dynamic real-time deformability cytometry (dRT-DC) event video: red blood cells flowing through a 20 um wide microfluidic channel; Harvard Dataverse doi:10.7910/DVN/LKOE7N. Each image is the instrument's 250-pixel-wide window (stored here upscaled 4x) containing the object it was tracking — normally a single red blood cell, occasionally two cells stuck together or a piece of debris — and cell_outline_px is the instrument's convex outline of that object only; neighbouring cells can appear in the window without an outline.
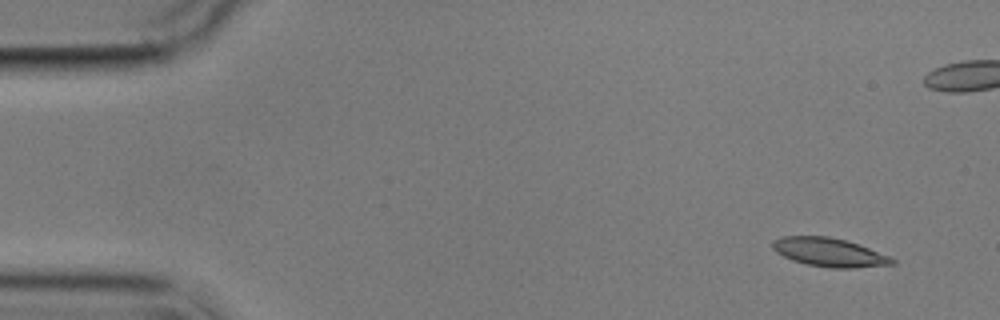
{"species": "common noctule bat (a hibernating species)", "species_latin": "Nyctalus noctula", "temperature_condition": "cold", "stored_images_in_passage": 5, "camera_frame_rate_fps": 3000, "um_per_image_px": 0.085, "animal": {"sex": "male", "body_mass_g": 17.9}, "frame": {"image": 1, "passage_image": 1, "time_ms": 0.0, "image_size_px": [1000, 320], "cell_outline_px": [[896, 264], [856, 268], [828, 268], [808, 264], [792, 260], [776, 252], [772, 248], [772, 240], [780, 236], [828, 236], [844, 240], [868, 248], [888, 256], [896, 260]], "centroid_in_image_um": [70.46, 21.45], "position_along_channel_um": 14.5, "area_um2": 19.88}}